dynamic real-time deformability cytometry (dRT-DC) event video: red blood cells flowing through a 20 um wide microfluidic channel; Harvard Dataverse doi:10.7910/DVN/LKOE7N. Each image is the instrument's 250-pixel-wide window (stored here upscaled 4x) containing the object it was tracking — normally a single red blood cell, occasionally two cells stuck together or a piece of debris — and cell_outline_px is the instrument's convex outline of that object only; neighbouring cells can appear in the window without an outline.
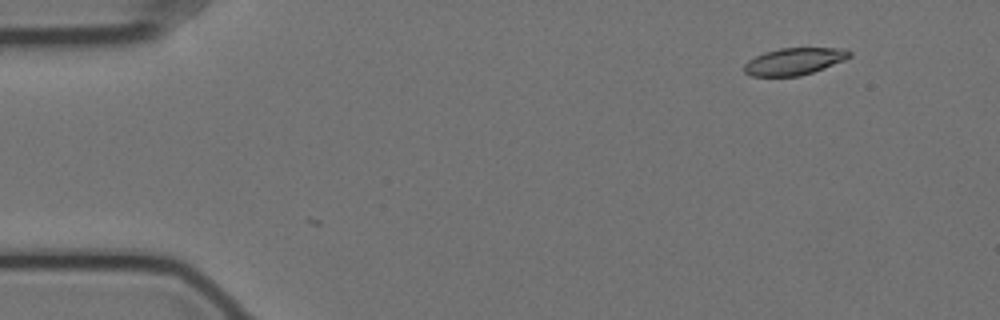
{"species": "Egyptian fruit bat (a non-hibernating species)", "species_latin": "Rousettus aegyptiacus", "temperature_condition": "cold", "stored_images_in_passage": 3, "camera_frame_rate_fps": 3000, "um_per_image_px": 0.085, "animal": {"sex": "female"}, "frame": {"image": 1, "passage_image": 2, "time_ms": 0.333, "image_size_px": [1000, 320], "cell_outline_px": [[852, 56], [844, 60], [812, 72], [800, 76], [752, 76], [744, 72], [744, 64], [748, 60], [764, 52], [780, 48], [844, 48], [852, 52]], "centroid_in_image_um": [67.51, 5.21], "position_along_channel_um": 17.5, "area_um2": 16.53}}